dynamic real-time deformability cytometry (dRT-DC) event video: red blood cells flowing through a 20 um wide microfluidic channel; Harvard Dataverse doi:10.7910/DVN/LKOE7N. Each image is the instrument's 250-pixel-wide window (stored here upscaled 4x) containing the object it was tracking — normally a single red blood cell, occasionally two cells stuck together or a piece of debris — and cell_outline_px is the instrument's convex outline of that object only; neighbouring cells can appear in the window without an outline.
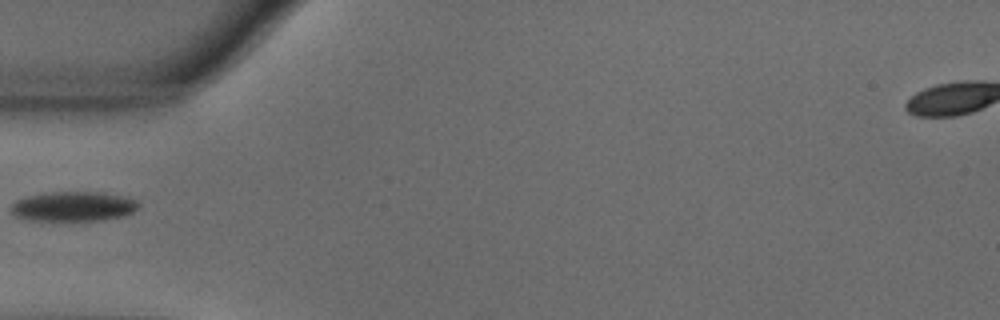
{"species": "common noctule bat (a hibernating species)", "species_latin": "Nyctalus noctula", "temperature_condition": "warm", "stored_images_in_passage": 37, "camera_frame_rate_fps": 3000, "um_per_image_px": 0.085, "animal": {"sex": "male", "body_mass_g": 18.8}, "frame": {"image": 1, "passage_image": 1, "time_ms": 0.0, "image_size_px": [1000, 320], "cell_outline_px": [[140, 204], [132, 212], [120, 216], [104, 220], [32, 220], [16, 216], [12, 212], [12, 204], [16, 200], [24, 196], [44, 192], [96, 192], [120, 196], [136, 200]], "centroid_in_image_um": [6.19, 17.53], "position_along_channel_um": 78.8, "area_um2": 21.79}}